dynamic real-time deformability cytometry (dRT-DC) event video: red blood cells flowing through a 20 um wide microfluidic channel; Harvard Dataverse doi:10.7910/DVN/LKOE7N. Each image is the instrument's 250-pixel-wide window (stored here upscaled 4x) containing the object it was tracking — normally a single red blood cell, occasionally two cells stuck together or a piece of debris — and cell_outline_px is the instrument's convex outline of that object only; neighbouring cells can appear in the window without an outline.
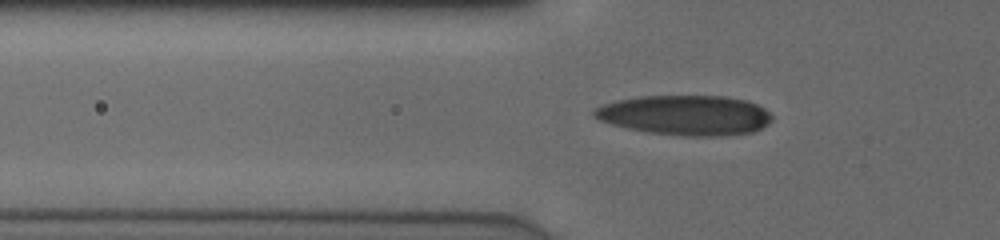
{"species": "human", "species_latin": "Homo sapiens", "temperature_condition": "cold", "stored_images_in_passage": 33, "camera_frame_rate_fps": 3000, "um_per_image_px": 0.085, "donor": {"sex": "male"}, "frame": {"image": 1, "passage_image": 3, "time_ms": 0.667, "image_size_px": [1000, 240], "cell_outline_px": [[772, 120], [768, 124], [752, 132], [724, 136], [684, 136], [648, 132], [628, 128], [612, 124], [600, 120], [592, 116], [592, 112], [596, 108], [604, 104], [616, 100], [640, 96], [724, 96], [748, 100], [764, 108], [772, 116]], "centroid_in_image_um": [58.26, 9.79], "position_along_channel_um": 67.5, "area_um2": 41.44}}
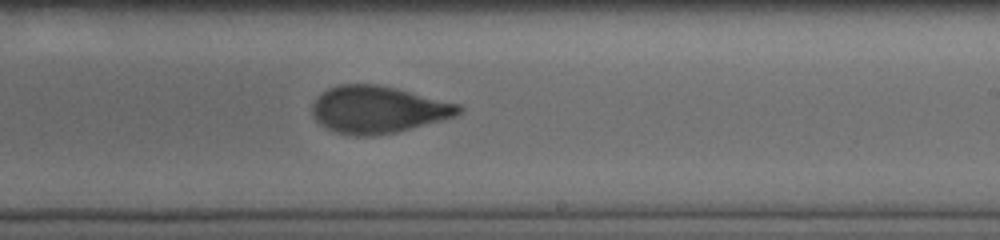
{"frame": {"image": 2, "passage_image": 18, "time_ms": 5.667, "image_size_px": [1000, 240], "cell_outline_px": [[464, 108], [456, 116], [396, 132], [372, 136], [356, 136], [336, 132], [324, 128], [312, 116], [312, 104], [316, 96], [320, 92], [328, 88], [340, 84], [376, 84], [460, 104]], "centroid_in_image_um": [32.07, 9.32], "position_along_channel_um": 256.9, "area_um2": 40.17}}
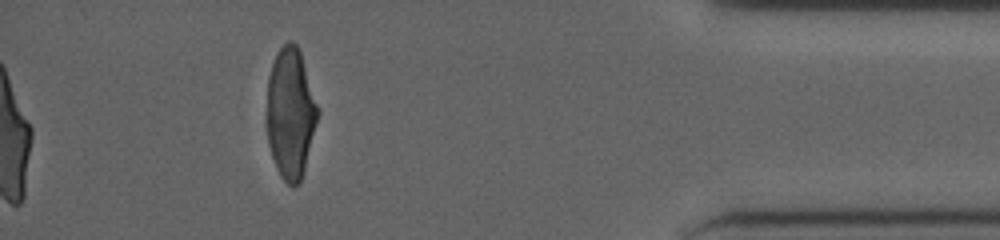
{"frame": {"image": 3, "passage_image": 33, "time_ms": 10.667, "image_size_px": [1000, 240], "cell_outline_px": [[320, 112], [304, 172], [300, 184], [292, 188], [280, 176], [276, 168], [272, 156], [268, 140], [268, 76], [276, 52], [288, 40], [292, 40], [296, 44], [300, 52]], "centroid_in_image_um": [24.71, 9.66], "position_along_channel_um": 410.5, "area_um2": 38.73}, "authors_computed_cell_mechanics": {"area_um2": 40.749, "velocity_mm_per_s": 3.8797, "shape_relaxation_time_tau1_ms": 4.6843, "shape_relaxation_time_tau2_ms": 1.2684, "deformation_change_tau1": 0.2043, "deformation_change_tau2": 0.0768}}